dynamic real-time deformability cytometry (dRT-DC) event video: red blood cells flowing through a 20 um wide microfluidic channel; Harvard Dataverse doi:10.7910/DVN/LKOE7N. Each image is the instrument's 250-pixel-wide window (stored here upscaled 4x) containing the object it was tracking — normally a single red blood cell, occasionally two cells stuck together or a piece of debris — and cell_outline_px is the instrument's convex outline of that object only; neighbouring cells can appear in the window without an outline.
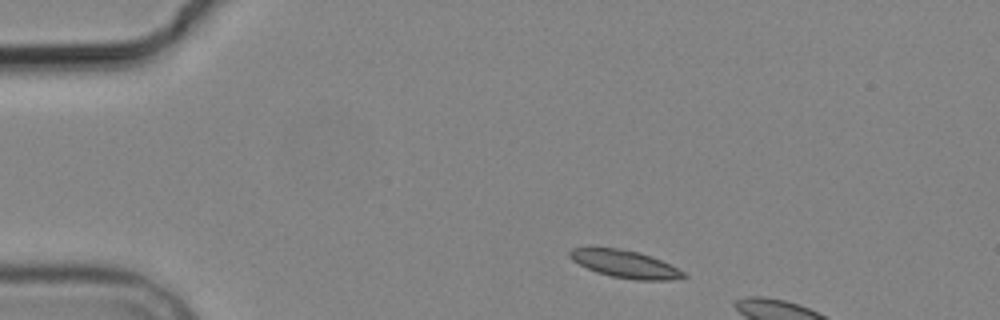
{"species": "common noctule bat (a hibernating species)", "species_latin": "Nyctalus noctula", "temperature_condition": "cold", "stored_images_in_passage": 3, "camera_frame_rate_fps": 3000, "um_per_image_px": 0.085, "animal": {"sex": "male", "body_mass_g": 19.2, "forearm_length_mm": 51.8}, "frame": {"image": 1, "passage_image": 1, "time_ms": 0.0, "image_size_px": [1000, 320], "cell_outline_px": [[688, 276], [668, 280], [636, 280], [612, 276], [596, 272], [572, 260], [568, 256], [568, 252], [572, 248], [620, 248], [640, 252], [652, 256], [684, 272]], "centroid_in_image_um": [53.11, 22.43], "position_along_channel_um": 31.9, "area_um2": 18.03}}